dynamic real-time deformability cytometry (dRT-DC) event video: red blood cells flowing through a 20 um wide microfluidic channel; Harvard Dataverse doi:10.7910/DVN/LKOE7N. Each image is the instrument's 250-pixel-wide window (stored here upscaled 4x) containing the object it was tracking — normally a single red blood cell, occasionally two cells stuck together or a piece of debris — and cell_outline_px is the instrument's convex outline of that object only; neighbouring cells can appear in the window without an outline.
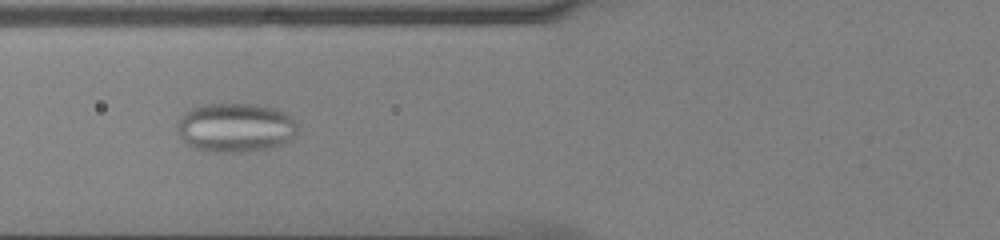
{"species": "common noctule bat (a hibernating species)", "species_latin": "Nyctalus noctula", "temperature_condition": "cold", "stored_images_in_passage": 38, "camera_frame_rate_fps": 3000, "um_per_image_px": 0.085, "animal": {"sex": "male", "body_mass_g": 13.0, "forearm_length_mm": 53.1}, "frame": {"image": 1, "passage_image": 7, "time_ms": 2.0, "image_size_px": [1000, 240], "cell_outline_px": [[296, 136], [292, 140], [284, 144], [272, 148], [240, 152], [204, 152], [192, 148], [180, 136], [176, 128], [176, 124], [184, 112], [200, 104], [252, 104], [276, 108], [292, 116], [296, 124]], "centroid_in_image_um": [20.01, 10.85], "position_along_channel_um": 105.8, "area_um2": 35.03}}
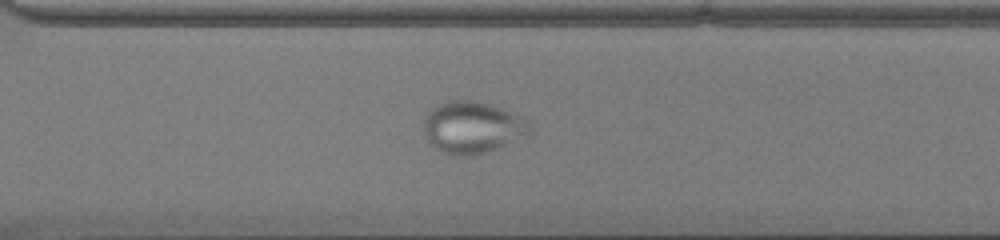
{"frame": {"image": 2, "passage_image": 24, "time_ms": 7.667, "image_size_px": [1000, 240], "cell_outline_px": [[532, 132], [528, 136], [488, 152], [476, 156], [452, 156], [440, 152], [428, 144], [424, 132], [424, 120], [428, 112], [432, 108], [448, 100], [472, 100], [488, 104], [524, 116], [532, 124]], "centroid_in_image_um": [40.18, 10.86], "position_along_channel_um": 330.4, "area_um2": 32.83}}
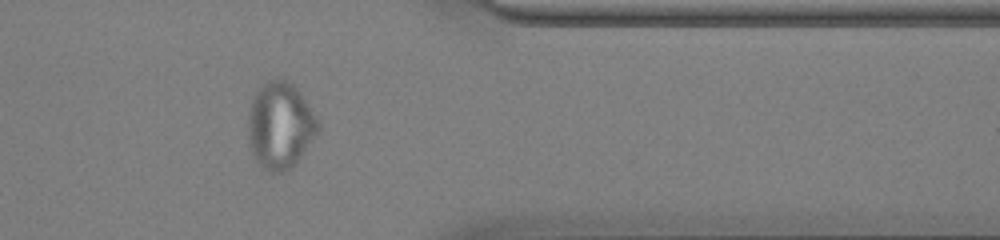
{"frame": {"image": 3, "passage_image": 29, "time_ms": 9.333, "image_size_px": [1000, 240], "cell_outline_px": [[320, 132], [300, 156], [284, 172], [272, 172], [264, 168], [256, 160], [252, 152], [248, 140], [248, 116], [252, 100], [256, 92], [268, 80], [276, 76], [288, 80], [300, 92], [320, 124]], "centroid_in_image_um": [23.81, 10.63], "position_along_channel_um": 387.6, "area_um2": 35.03}}